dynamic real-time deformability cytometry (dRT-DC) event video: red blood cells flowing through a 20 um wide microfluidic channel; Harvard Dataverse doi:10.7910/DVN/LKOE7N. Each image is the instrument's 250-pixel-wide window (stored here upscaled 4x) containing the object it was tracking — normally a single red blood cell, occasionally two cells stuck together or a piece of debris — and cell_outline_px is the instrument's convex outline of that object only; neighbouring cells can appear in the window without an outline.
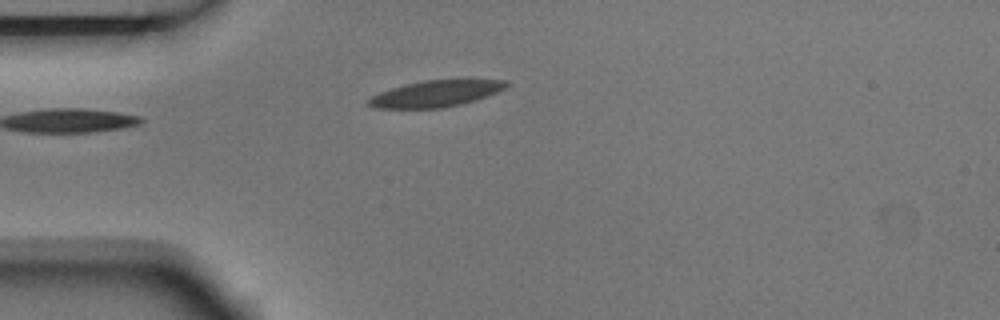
{"species": "Egyptian fruit bat (a non-hibernating species)", "species_latin": "Rousettus aegyptiacus", "temperature_condition": "room temperature", "stored_images_in_passage": 4, "camera_frame_rate_fps": 3000, "um_per_image_px": 0.085, "animal": {"sex": "male"}, "frame": {"image": 1, "passage_image": 3, "time_ms": 0.667, "image_size_px": [1000, 320], "cell_outline_px": [[508, 84], [504, 88], [496, 92], [476, 100], [460, 104], [440, 108], [376, 108], [364, 104], [372, 96], [380, 92], [404, 84], [424, 80], [504, 80]], "centroid_in_image_um": [36.97, 7.97], "position_along_channel_um": 48.0, "area_um2": 20.87}}